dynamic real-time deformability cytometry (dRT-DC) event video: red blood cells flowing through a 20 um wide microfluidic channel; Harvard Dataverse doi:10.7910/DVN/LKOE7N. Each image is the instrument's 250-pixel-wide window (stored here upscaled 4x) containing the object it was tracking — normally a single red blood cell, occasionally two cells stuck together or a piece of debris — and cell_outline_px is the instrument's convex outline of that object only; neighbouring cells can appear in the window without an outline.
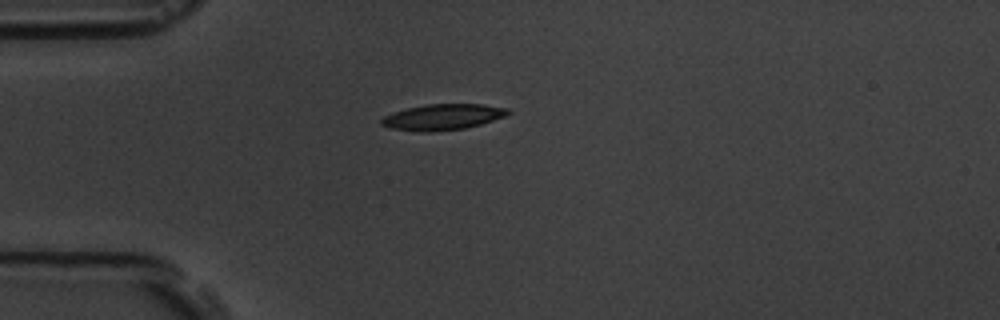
{"species": "common noctule bat (a hibernating species)", "species_latin": "Nyctalus noctula", "temperature_condition": "room temperature", "stored_images_in_passage": 6, "camera_frame_rate_fps": 3000, "um_per_image_px": 0.085, "animal": {"sex": "male", "body_mass_g": 19.5, "forearm_length_mm": 54.6}, "frame": {"image": 1, "passage_image": 1, "time_ms": 0.0, "image_size_px": [1000, 320], "cell_outline_px": [[512, 112], [504, 116], [480, 124], [464, 128], [428, 132], [424, 132], [388, 128], [380, 124], [380, 120], [384, 116], [392, 112], [408, 108], [428, 104], [484, 104], [508, 108]], "centroid_in_image_um": [37.61, 9.94], "position_along_channel_um": 47.4, "area_um2": 19.02}}
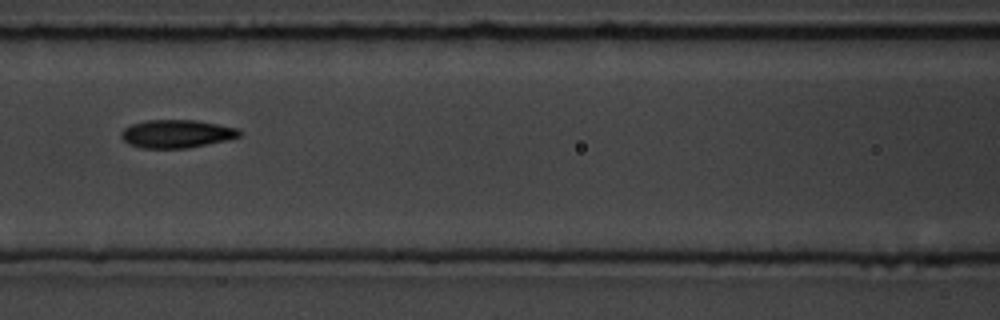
{"frame": {"image": 2, "passage_image": 4, "time_ms": 3.333, "image_size_px": [1000, 320], "cell_outline_px": [[240, 136], [228, 140], [188, 148], [140, 148], [128, 144], [120, 136], [120, 132], [124, 128], [132, 124], [144, 120], [196, 120], [240, 128]], "centroid_in_image_um": [15.01, 11.37], "position_along_channel_um": 151.6, "area_um2": 19.54}}
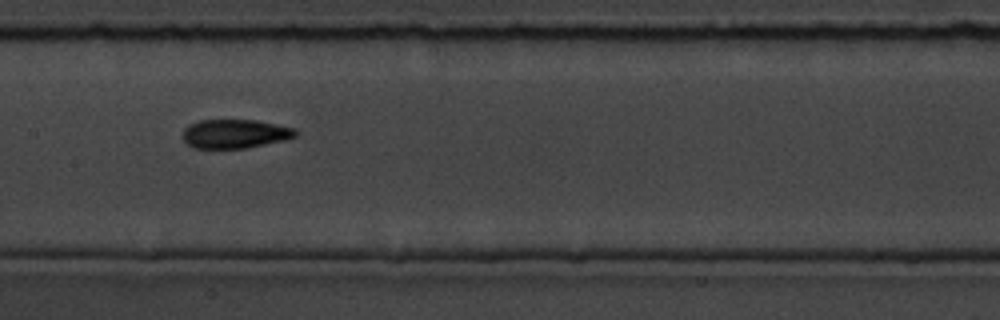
{"frame": {"image": 3, "passage_image": 5, "time_ms": 4.333, "image_size_px": [1000, 320], "cell_outline_px": [[300, 132], [296, 136], [284, 140], [248, 148], [192, 148], [180, 136], [184, 128], [188, 124], [200, 120], [256, 120], [296, 128]], "centroid_in_image_um": [19.96, 11.37], "position_along_channel_um": 187.4, "area_um2": 19.31}}